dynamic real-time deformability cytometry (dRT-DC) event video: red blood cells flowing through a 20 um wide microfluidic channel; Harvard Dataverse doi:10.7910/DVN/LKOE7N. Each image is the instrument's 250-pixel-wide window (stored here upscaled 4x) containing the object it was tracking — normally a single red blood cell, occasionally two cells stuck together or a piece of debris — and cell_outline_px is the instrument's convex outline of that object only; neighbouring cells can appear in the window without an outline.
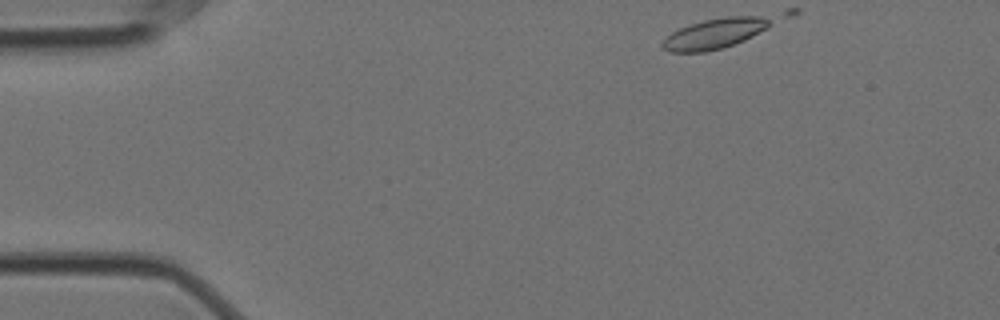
{"species": "Egyptian fruit bat (a non-hibernating species)", "species_latin": "Rousettus aegyptiacus", "temperature_condition": "cold", "stored_images_in_passage": 17, "camera_frame_rate_fps": 3000, "um_per_image_px": 0.085, "animal": {"sex": "female"}, "frame": {"image": 1, "passage_image": 1, "time_ms": 0.0, "image_size_px": [1000, 320], "cell_outline_px": [[768, 28], [744, 40], [720, 48], [704, 52], [668, 52], [660, 44], [672, 32], [688, 24], [704, 20], [728, 16], [760, 16], [768, 20]], "centroid_in_image_um": [60.68, 2.86], "position_along_channel_um": 24.3, "area_um2": 18.67}}
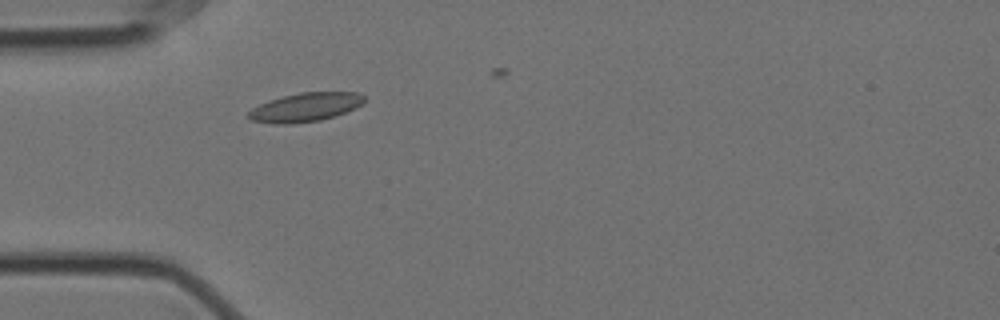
{"frame": {"image": 2, "passage_image": 10, "time_ms": 3.0, "image_size_px": [1000, 320], "cell_outline_px": [[364, 100], [356, 108], [336, 116], [320, 120], [292, 124], [272, 124], [252, 120], [248, 116], [248, 112], [252, 108], [268, 100], [300, 92], [356, 92], [364, 96]], "centroid_in_image_um": [25.94, 9.12], "position_along_channel_um": 59.1, "area_um2": 19.42}}
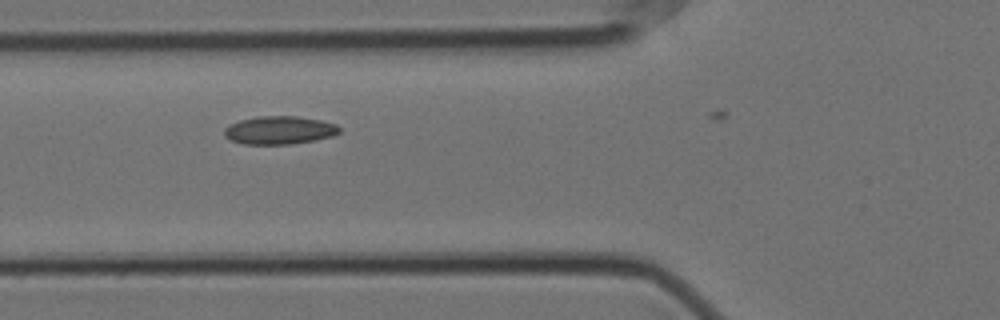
{"frame": {"image": 3, "passage_image": 14, "time_ms": 4.333, "image_size_px": [1000, 320], "cell_outline_px": [[340, 132], [332, 136], [316, 140], [288, 144], [244, 144], [232, 140], [224, 136], [224, 128], [228, 124], [240, 120], [256, 116], [296, 116], [320, 120], [336, 124], [340, 128]], "centroid_in_image_um": [23.73, 11.06], "position_along_channel_um": 102.1, "area_um2": 18.9}}